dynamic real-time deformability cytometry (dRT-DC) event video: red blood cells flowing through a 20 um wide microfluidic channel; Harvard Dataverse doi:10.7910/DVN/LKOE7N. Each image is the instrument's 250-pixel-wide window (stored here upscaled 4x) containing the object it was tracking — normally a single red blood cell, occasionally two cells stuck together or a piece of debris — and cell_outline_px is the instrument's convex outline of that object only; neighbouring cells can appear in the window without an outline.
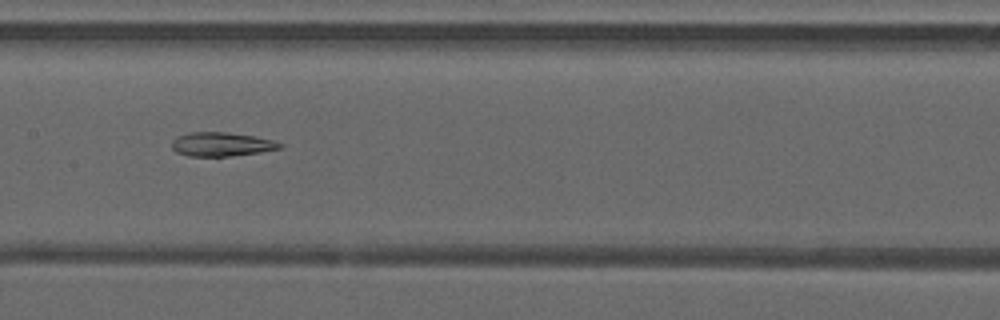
{"species": "common noctule bat (a hibernating species)", "species_latin": "Nyctalus noctula", "temperature_condition": "warm", "stored_images_in_passage": 49, "segment_of_instrument_passage": [2, 2], "camera_frame_rate_fps": 3000, "um_per_image_px": 0.085, "animal": {"sex": "male", "forearm_length_mm": 52.5}, "frame": {"image": 1, "passage_image": 25, "time_ms": 8.0, "image_size_px": [1000, 320], "cell_outline_px": [[284, 148], [260, 152], [232, 156], [188, 156], [176, 152], [172, 148], [172, 140], [176, 136], [188, 132], [228, 132], [276, 140], [284, 144]], "centroid_in_image_um": [18.85, 12.26], "position_along_channel_um": 188.5, "area_um2": 15.32}}
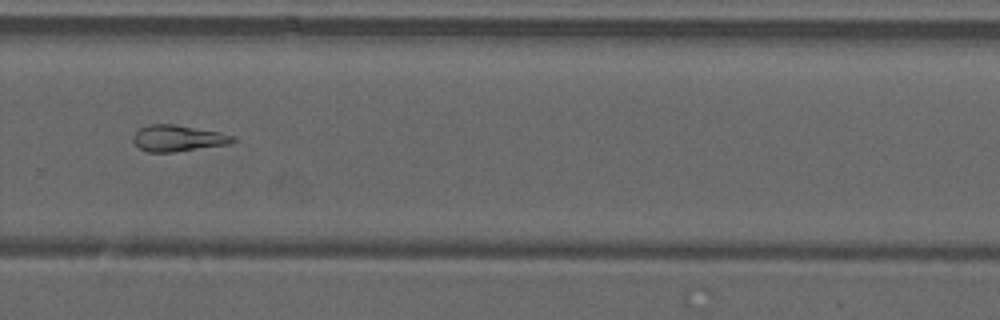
{"frame": {"image": 2, "passage_image": 34, "time_ms": 11.0, "image_size_px": [1000, 320], "cell_outline_px": [[236, 140], [228, 144], [172, 152], [148, 152], [140, 148], [132, 140], [132, 136], [140, 128], [148, 124], [172, 124], [220, 132], [236, 136]], "centroid_in_image_um": [15.11, 11.74], "position_along_channel_um": 314.7, "area_um2": 15.14}}
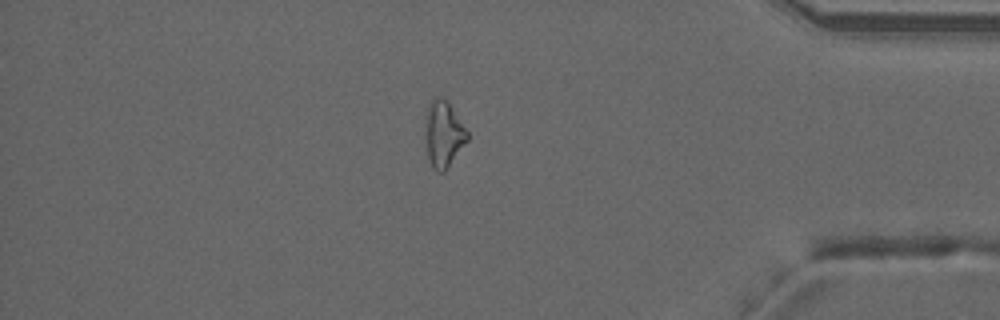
{"frame": {"image": 3, "passage_image": 42, "time_ms": 13.667, "image_size_px": [1000, 320], "cell_outline_px": [[468, 140], [444, 172], [436, 172], [432, 168], [428, 156], [428, 108], [432, 100], [436, 96], [444, 96], [468, 132]], "centroid_in_image_um": [37.75, 11.41], "position_along_channel_um": 397.4, "area_um2": 15.43}}